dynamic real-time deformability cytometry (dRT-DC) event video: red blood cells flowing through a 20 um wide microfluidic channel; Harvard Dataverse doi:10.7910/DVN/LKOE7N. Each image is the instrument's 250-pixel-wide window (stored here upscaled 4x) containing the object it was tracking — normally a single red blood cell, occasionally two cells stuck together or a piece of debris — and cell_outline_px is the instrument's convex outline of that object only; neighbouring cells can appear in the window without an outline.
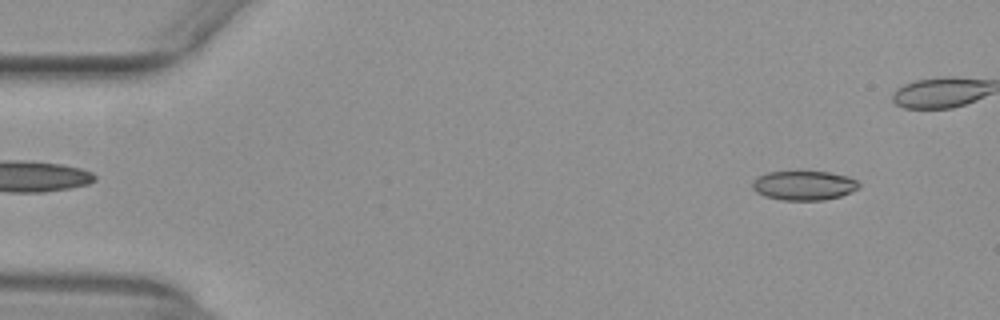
{"species": "common noctule bat (a hibernating species)", "species_latin": "Nyctalus noctula", "temperature_condition": "warm", "stored_images_in_passage": 46, "camera_frame_rate_fps": 3000, "um_per_image_px": 0.085, "animal": {"sex": "female", "body_mass_g": 29.2, "forearm_length_mm": 56.3}, "frame": {"image": 1, "passage_image": 6, "time_ms": 1.667, "image_size_px": [1000, 320], "cell_outline_px": [[860, 188], [840, 196], [824, 200], [784, 200], [764, 196], [756, 192], [752, 188], [752, 180], [756, 176], [768, 172], [828, 172], [848, 176], [856, 180], [860, 184]], "centroid_in_image_um": [68.31, 15.76], "position_along_channel_um": 16.7, "area_um2": 18.26}}
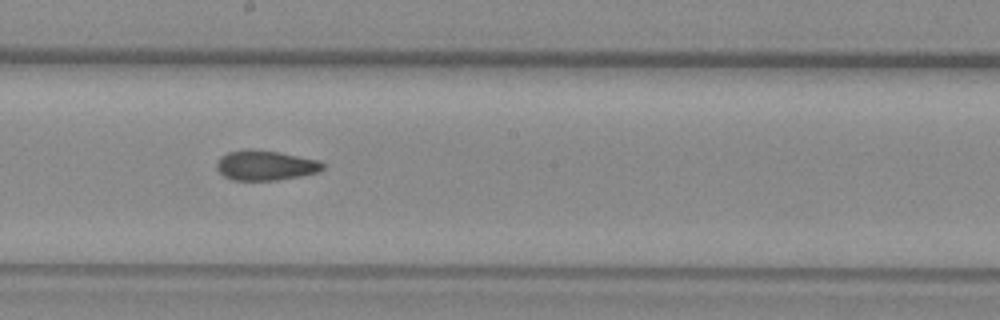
{"frame": {"image": 2, "passage_image": 30, "time_ms": 9.667, "image_size_px": [1000, 320], "cell_outline_px": [[324, 168], [320, 172], [300, 176], [276, 180], [232, 180], [224, 176], [216, 168], [216, 164], [220, 156], [228, 152], [244, 148], [252, 148], [276, 152], [320, 160], [324, 164]], "centroid_in_image_um": [22.55, 14.05], "position_along_channel_um": 225.7, "area_um2": 18.67}}
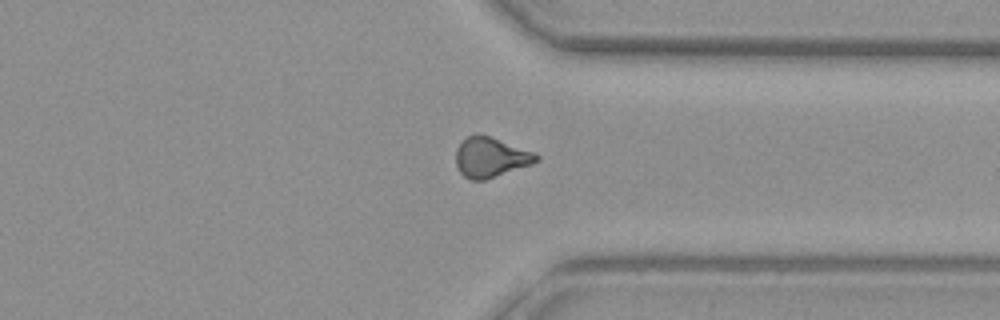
{"frame": {"image": 3, "passage_image": 41, "time_ms": 13.333, "image_size_px": [1000, 320], "cell_outline_px": [[540, 160], [532, 164], [484, 180], [472, 180], [464, 176], [460, 172], [456, 164], [456, 148], [468, 136], [480, 132], [532, 152], [540, 156]], "centroid_in_image_um": [41.69, 13.36], "position_along_channel_um": 369.7, "area_um2": 18.61}}